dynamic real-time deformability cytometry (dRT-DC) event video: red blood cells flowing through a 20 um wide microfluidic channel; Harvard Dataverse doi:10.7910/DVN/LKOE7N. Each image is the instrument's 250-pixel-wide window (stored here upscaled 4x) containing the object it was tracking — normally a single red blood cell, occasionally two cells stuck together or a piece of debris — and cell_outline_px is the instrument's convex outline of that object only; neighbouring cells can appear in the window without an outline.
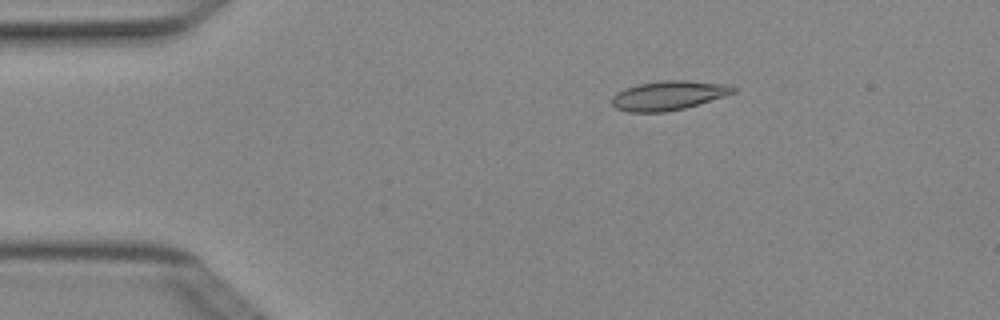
{"species": "Egyptian fruit bat (a non-hibernating species)", "species_latin": "Rousettus aegyptiacus", "temperature_condition": "cold", "stored_images_in_passage": 5, "camera_frame_rate_fps": 3000, "um_per_image_px": 0.085, "animal": {"sex": "female"}, "frame": {"image": 1, "passage_image": 3, "time_ms": 0.667, "image_size_px": [1000, 320], "cell_outline_px": [[736, 92], [724, 96], [684, 108], [664, 112], [628, 112], [616, 108], [612, 104], [612, 96], [616, 92], [624, 88], [636, 84], [660, 80], [684, 80], [732, 84], [736, 88]], "centroid_in_image_um": [56.81, 8.1], "position_along_channel_um": 28.2, "area_um2": 20.87}}
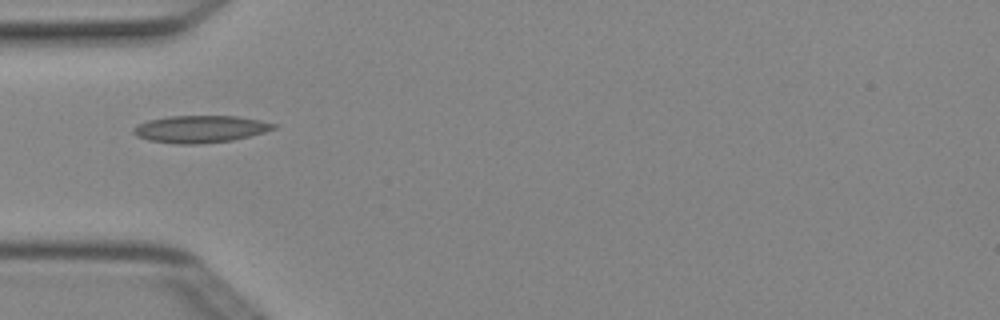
{"frame": {"image": 2, "passage_image": 5, "time_ms": 1.333, "image_size_px": [1000, 320], "cell_outline_px": [[276, 128], [264, 132], [232, 140], [196, 144], [176, 144], [148, 140], [136, 136], [132, 132], [132, 128], [136, 124], [148, 120], [168, 116], [236, 116], [260, 120], [276, 124]], "centroid_in_image_um": [16.97, 10.96], "position_along_channel_um": 68.0, "area_um2": 22.2}}